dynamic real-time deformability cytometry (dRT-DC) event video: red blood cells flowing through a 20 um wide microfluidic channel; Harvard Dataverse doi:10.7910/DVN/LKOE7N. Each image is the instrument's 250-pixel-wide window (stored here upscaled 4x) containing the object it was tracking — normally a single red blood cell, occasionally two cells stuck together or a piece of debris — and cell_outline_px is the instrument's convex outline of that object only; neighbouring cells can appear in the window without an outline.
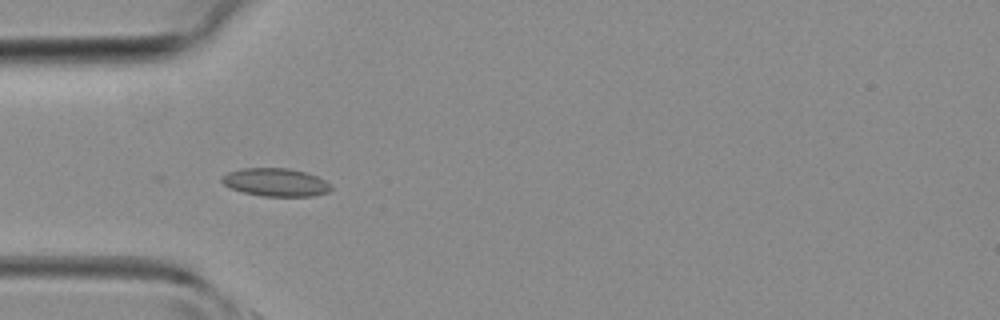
{"species": "common noctule bat (a hibernating species)", "species_latin": "Nyctalus noctula", "temperature_condition": "room temperature", "stored_images_in_passage": 40, "camera_frame_rate_fps": 3000, "um_per_image_px": 0.085, "animal": {"sex": "female", "body_mass_g": 19.3, "forearm_length_mm": 54.1}, "frame": {"image": 1, "passage_image": 9, "time_ms": 2.667, "image_size_px": [1000, 320], "cell_outline_px": [[332, 188], [328, 192], [312, 196], [260, 196], [228, 188], [220, 180], [220, 176], [228, 172], [244, 168], [288, 168], [304, 172], [316, 176], [324, 180]], "centroid_in_image_um": [23.37, 15.49], "position_along_channel_um": 61.6, "area_um2": 17.8}}
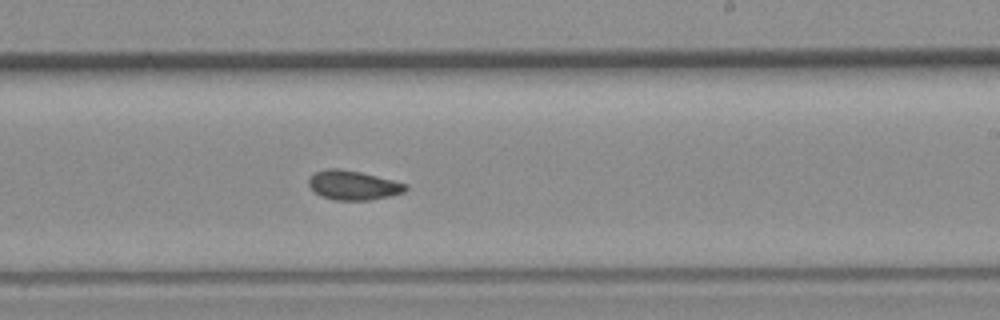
{"frame": {"image": 2, "passage_image": 22, "time_ms": 7.0, "image_size_px": [1000, 320], "cell_outline_px": [[408, 188], [404, 192], [388, 196], [368, 200], [336, 200], [320, 196], [308, 184], [308, 180], [316, 172], [328, 168], [340, 168], [360, 172], [408, 184]], "centroid_in_image_um": [30.02, 15.74], "position_along_channel_um": 259.0, "area_um2": 16.36}}
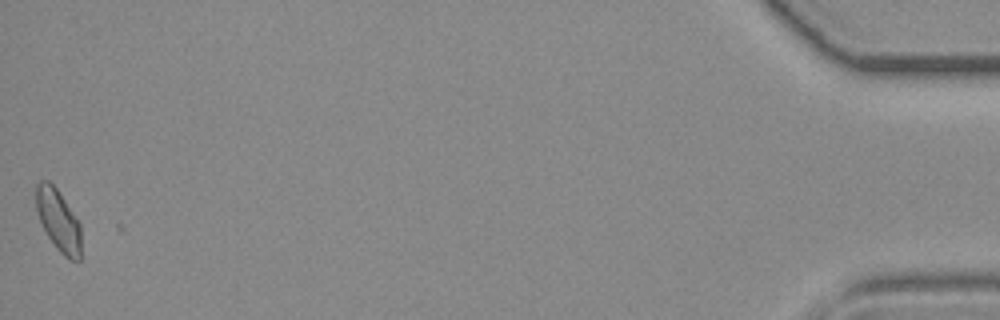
{"frame": {"image": 3, "passage_image": 40, "time_ms": 13.0, "image_size_px": [1000, 320], "cell_outline_px": [[80, 260], [68, 260], [56, 248], [40, 224], [36, 212], [36, 184], [40, 180], [48, 180], [56, 188], [80, 224]], "centroid_in_image_um": [4.93, 18.74], "position_along_channel_um": 430.3, "area_um2": 16.13}}